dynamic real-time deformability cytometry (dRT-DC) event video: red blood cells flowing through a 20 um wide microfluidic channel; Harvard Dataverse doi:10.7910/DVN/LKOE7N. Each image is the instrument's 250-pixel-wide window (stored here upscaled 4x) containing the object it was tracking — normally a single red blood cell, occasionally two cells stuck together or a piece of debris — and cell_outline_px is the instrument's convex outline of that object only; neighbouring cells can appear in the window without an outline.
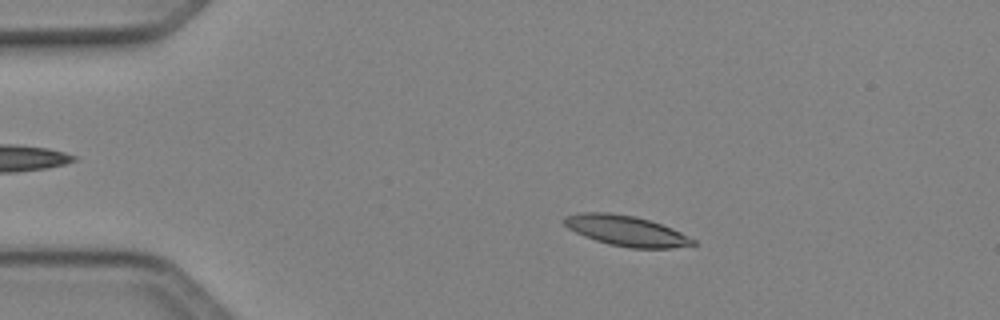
{"species": "Egyptian fruit bat (a non-hibernating species)", "species_latin": "Rousettus aegyptiacus", "temperature_condition": "cold", "stored_images_in_passage": 49, "camera_frame_rate_fps": 3000, "um_per_image_px": 0.085, "animal": {"sex": "female"}, "frame": {"image": 1, "passage_image": 9, "time_ms": 2.667, "image_size_px": [1000, 320], "cell_outline_px": [[696, 244], [672, 248], [632, 248], [608, 244], [584, 236], [568, 228], [560, 220], [564, 216], [584, 212], [608, 212], [636, 216], [672, 228], [696, 240]], "centroid_in_image_um": [53.2, 19.61], "position_along_channel_um": 31.8, "area_um2": 22.77}}
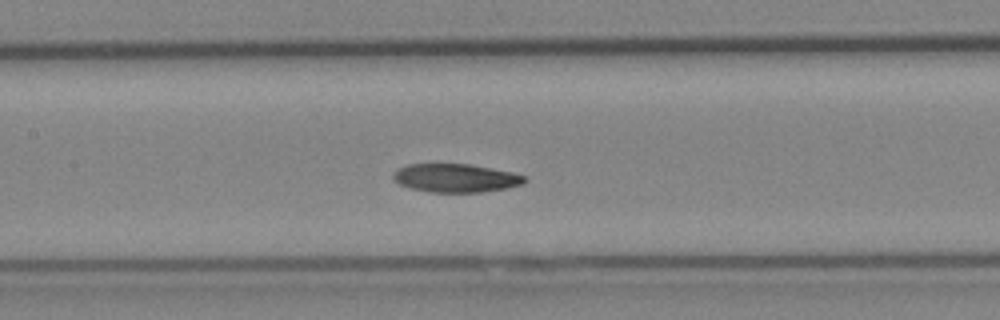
{"frame": {"image": 2, "passage_image": 23, "time_ms": 7.333, "image_size_px": [1000, 320], "cell_outline_px": [[528, 180], [524, 184], [508, 188], [480, 192], [432, 192], [412, 188], [400, 184], [392, 176], [400, 168], [408, 164], [468, 164], [512, 172], [524, 176]], "centroid_in_image_um": [38.79, 15.13], "position_along_channel_um": 168.6, "area_um2": 21.5}}
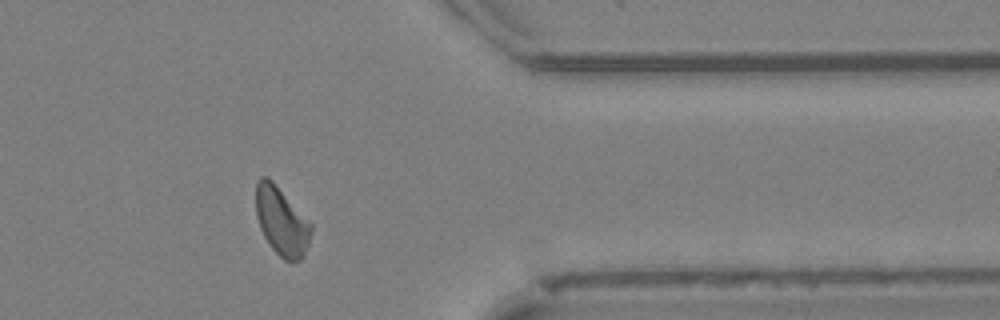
{"frame": {"image": 3, "passage_image": 40, "time_ms": 13.0, "image_size_px": [1000, 320], "cell_outline_px": [[312, 228], [308, 244], [304, 256], [300, 260], [292, 264], [284, 260], [272, 248], [264, 236], [260, 228], [256, 216], [256, 180], [260, 176], [268, 176], [272, 180], [312, 224]], "centroid_in_image_um": [23.92, 18.82], "position_along_channel_um": 387.5, "area_um2": 22.08}, "authors_computed_cell_mechanics": {"area_um2": 22.1374, "velocity_mm_per_s": 4.0939, "shape_relaxation_time_tau1_ms": 8.6773, "shape_relaxation_time_tau2_ms": 7.1495, "deformation_change_tau1": 0.2041, "deformation_change_tau2": 0.1187}}